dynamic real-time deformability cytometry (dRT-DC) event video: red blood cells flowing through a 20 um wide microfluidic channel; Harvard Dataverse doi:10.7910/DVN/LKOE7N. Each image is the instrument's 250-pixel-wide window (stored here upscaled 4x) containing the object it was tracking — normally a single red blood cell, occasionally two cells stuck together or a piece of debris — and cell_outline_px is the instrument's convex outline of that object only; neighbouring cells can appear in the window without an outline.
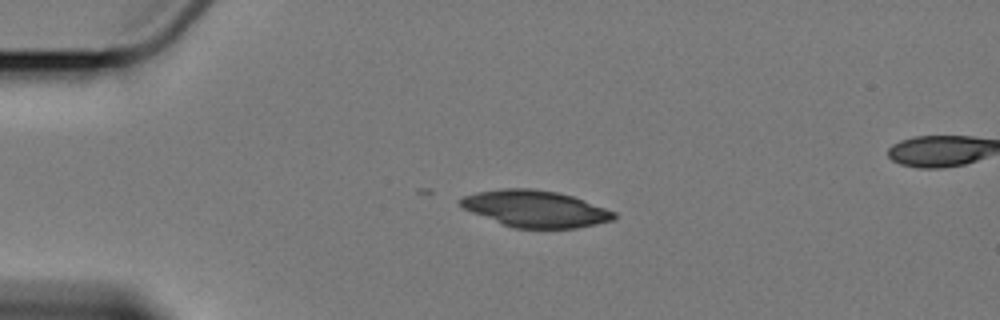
{"species": "Egyptian fruit bat (a non-hibernating species)", "species_latin": "Rousettus aegyptiacus", "temperature_condition": "cold", "stored_images_in_passage": 3, "camera_frame_rate_fps": 3000, "um_per_image_px": 0.085, "animal": {"sex": "female"}, "frame": {"image": 1, "passage_image": 3, "time_ms": 2.333, "image_size_px": [1000, 320], "cell_outline_px": [[616, 216], [612, 220], [596, 224], [576, 228], [516, 228], [504, 224], [472, 212], [464, 208], [460, 204], [460, 200], [464, 196], [476, 192], [504, 188], [528, 188], [556, 192], [572, 196], [616, 212]], "centroid_in_image_um": [45.52, 17.74], "position_along_channel_um": 39.5, "area_um2": 32.25}}